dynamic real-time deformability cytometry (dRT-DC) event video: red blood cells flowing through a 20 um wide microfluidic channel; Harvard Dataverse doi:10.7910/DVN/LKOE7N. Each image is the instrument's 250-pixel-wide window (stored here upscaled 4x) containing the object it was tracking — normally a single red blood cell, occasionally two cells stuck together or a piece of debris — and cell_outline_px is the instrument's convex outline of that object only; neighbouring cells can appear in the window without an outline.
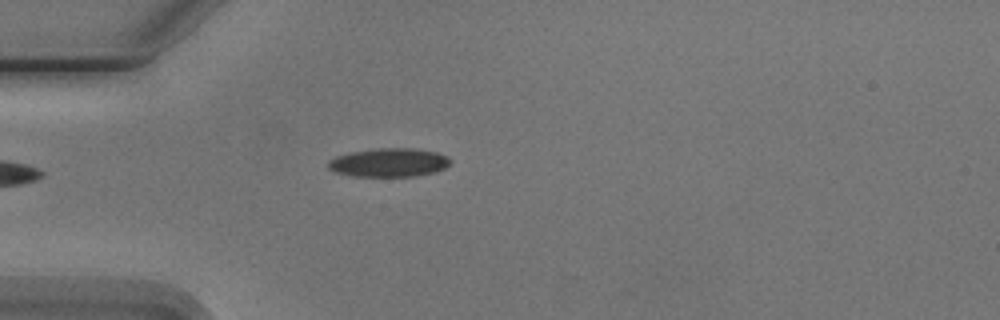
{"species": "Egyptian fruit bat (a non-hibernating species)", "species_latin": "Rousettus aegyptiacus", "temperature_condition": "cold", "stored_images_in_passage": 6, "camera_frame_rate_fps": 3000, "um_per_image_px": 0.085, "animal": {"sex": "male"}, "frame": {"image": 1, "passage_image": 4, "time_ms": 4.333, "image_size_px": [1000, 320], "cell_outline_px": [[452, 160], [444, 168], [436, 172], [416, 176], [352, 176], [336, 172], [328, 168], [328, 160], [336, 156], [352, 152], [376, 148], [416, 148], [436, 152], [448, 156]], "centroid_in_image_um": [33.08, 13.81], "position_along_channel_um": 51.9, "area_um2": 20.46}}
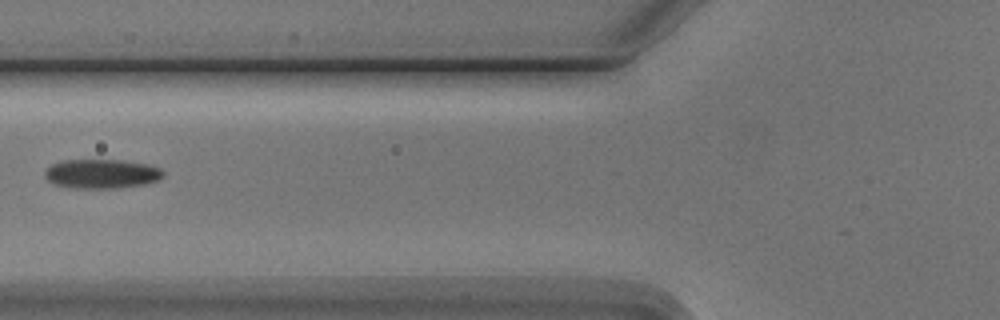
{"frame": {"image": 2, "passage_image": 6, "time_ms": 6.333, "image_size_px": [1000, 320], "cell_outline_px": [[164, 176], [156, 180], [144, 184], [120, 188], [72, 188], [52, 184], [44, 176], [44, 172], [52, 164], [64, 160], [120, 160], [148, 164], [160, 168], [164, 172]], "centroid_in_image_um": [8.62, 14.78], "position_along_channel_um": 117.2, "area_um2": 20.23}}